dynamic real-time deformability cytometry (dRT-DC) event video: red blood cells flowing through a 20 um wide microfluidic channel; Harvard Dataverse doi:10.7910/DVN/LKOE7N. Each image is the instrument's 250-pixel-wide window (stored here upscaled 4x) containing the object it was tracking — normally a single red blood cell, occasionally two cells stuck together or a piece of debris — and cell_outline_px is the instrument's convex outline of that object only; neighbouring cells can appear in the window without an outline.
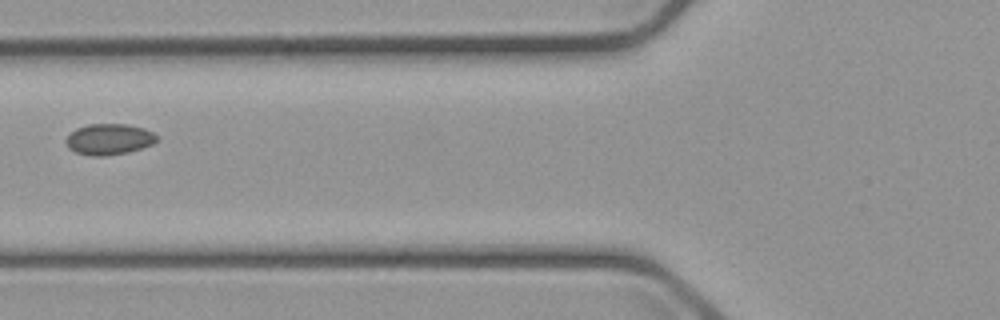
{"species": "common noctule bat (a hibernating species)", "species_latin": "Nyctalus noctula", "temperature_condition": "cold", "stored_images_in_passage": 2, "camera_frame_rate_fps": 3000, "um_per_image_px": 0.085, "animal": {"sex": "male", "body_mass_g": 23.1, "forearm_length_mm": 52.7}, "frame": {"image": 1, "passage_image": 2, "time_ms": 1.333, "image_size_px": [1000, 320], "cell_outline_px": [[160, 136], [152, 144], [128, 152], [104, 156], [88, 156], [76, 152], [68, 148], [64, 140], [76, 128], [88, 124], [128, 124], [144, 128]], "centroid_in_image_um": [9.26, 11.83], "position_along_channel_um": 116.5, "area_um2": 16.47}}